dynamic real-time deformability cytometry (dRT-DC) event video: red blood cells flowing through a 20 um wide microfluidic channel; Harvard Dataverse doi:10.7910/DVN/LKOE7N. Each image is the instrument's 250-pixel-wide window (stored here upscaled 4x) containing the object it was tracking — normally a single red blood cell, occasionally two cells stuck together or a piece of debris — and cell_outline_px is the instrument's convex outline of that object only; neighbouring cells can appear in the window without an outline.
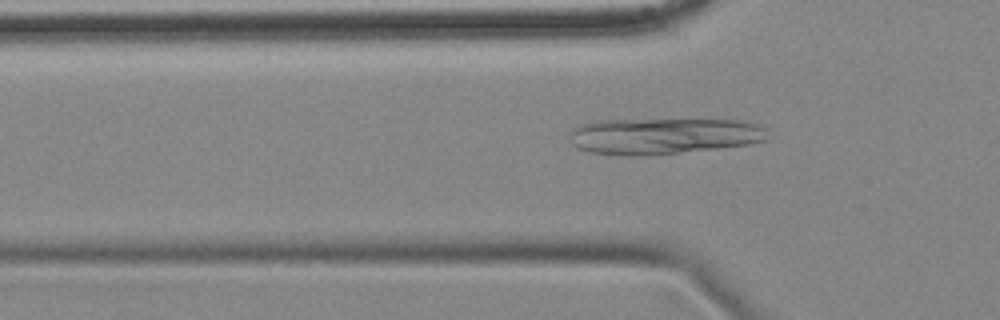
{"species": "common noctule bat (a hibernating species)", "species_latin": "Nyctalus noctula", "temperature_condition": "cold", "stored_images_in_passage": 22, "camera_frame_rate_fps": 3000, "um_per_image_px": 0.085, "animal": {"sex": "female", "body_mass_g": 18.4}, "frame": {"image": 1, "passage_image": 10, "time_ms": 3.0, "image_size_px": [1000, 320], "cell_outline_px": [[768, 140], [752, 144], [648, 156], [624, 156], [588, 152], [576, 148], [568, 140], [568, 136], [572, 128], [580, 124], [592, 120], [744, 120], [760, 124], [764, 128]], "centroid_in_image_um": [56.34, 11.56], "position_along_channel_um": 69.5, "area_um2": 42.48}}
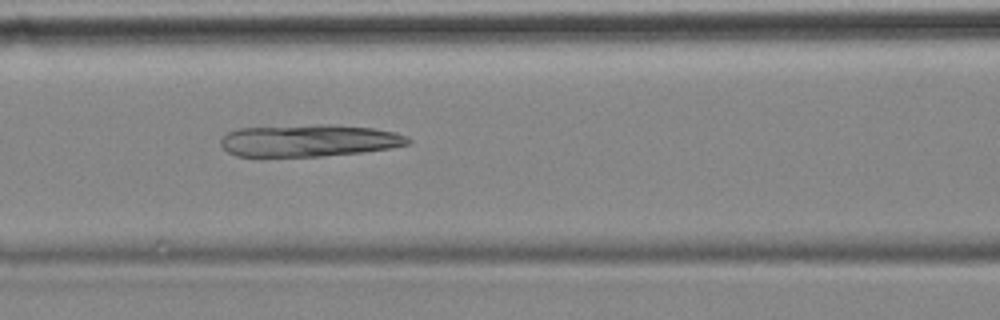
{"frame": {"image": 2, "passage_image": 16, "time_ms": 5.0, "image_size_px": [1000, 320], "cell_outline_px": [[412, 140], [408, 144], [388, 148], [360, 152], [320, 156], [236, 156], [228, 152], [220, 144], [220, 140], [228, 132], [240, 128], [320, 124], [332, 124], [372, 128], [396, 132]], "centroid_in_image_um": [26.25, 11.94], "position_along_channel_um": 140.4, "area_um2": 34.8}}
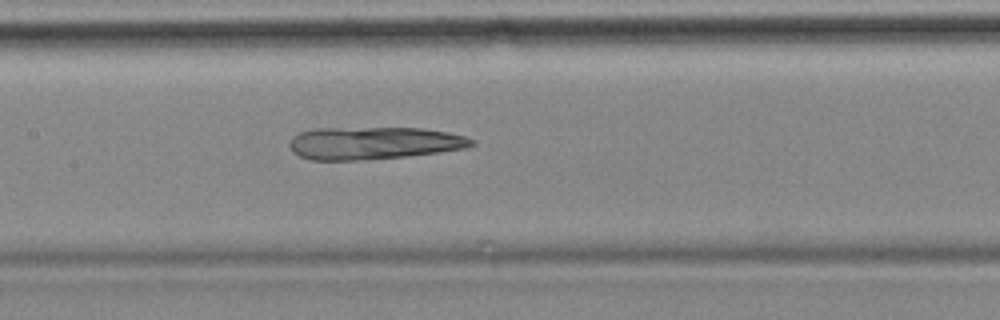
{"frame": {"image": 3, "passage_image": 19, "time_ms": 6.0, "image_size_px": [1000, 320], "cell_outline_px": [[476, 144], [468, 148], [404, 156], [356, 160], [312, 160], [300, 156], [292, 152], [288, 144], [292, 136], [300, 132], [316, 128], [420, 128], [448, 132], [464, 136], [476, 140]], "centroid_in_image_um": [31.75, 12.15], "position_along_channel_um": 175.7, "area_um2": 34.51}}